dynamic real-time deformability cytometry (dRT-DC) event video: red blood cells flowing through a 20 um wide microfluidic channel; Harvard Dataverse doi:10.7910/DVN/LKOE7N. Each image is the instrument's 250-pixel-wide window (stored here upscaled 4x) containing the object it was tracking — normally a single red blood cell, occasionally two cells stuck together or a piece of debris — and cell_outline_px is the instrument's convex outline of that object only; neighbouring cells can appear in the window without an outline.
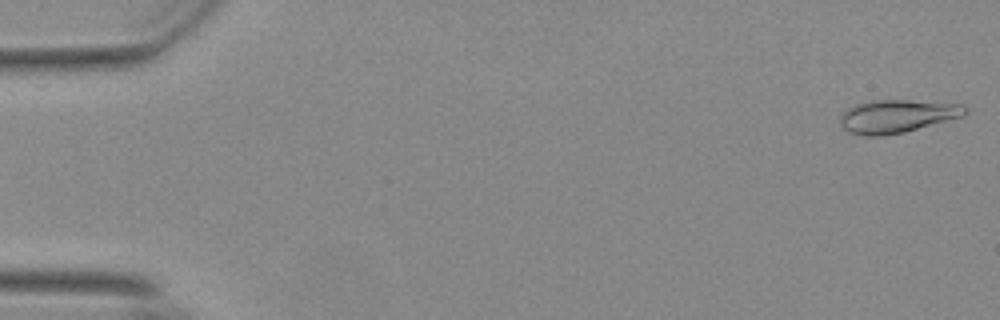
{"species": "Egyptian fruit bat (a non-hibernating species)", "species_latin": "Rousettus aegyptiacus", "temperature_condition": "warm", "stored_images_in_passage": 55, "camera_frame_rate_fps": 3000, "um_per_image_px": 0.085, "animal": {"sex": "female"}, "frame": {"image": 1, "passage_image": 1, "time_ms": 0.0, "image_size_px": [1000, 320], "cell_outline_px": [[968, 112], [964, 116], [904, 132], [884, 136], [864, 136], [848, 132], [840, 124], [840, 116], [848, 108], [856, 104], [872, 100], [908, 100], [964, 104], [968, 108]], "centroid_in_image_um": [76.27, 9.88], "position_along_channel_um": 8.7, "area_um2": 24.22}}
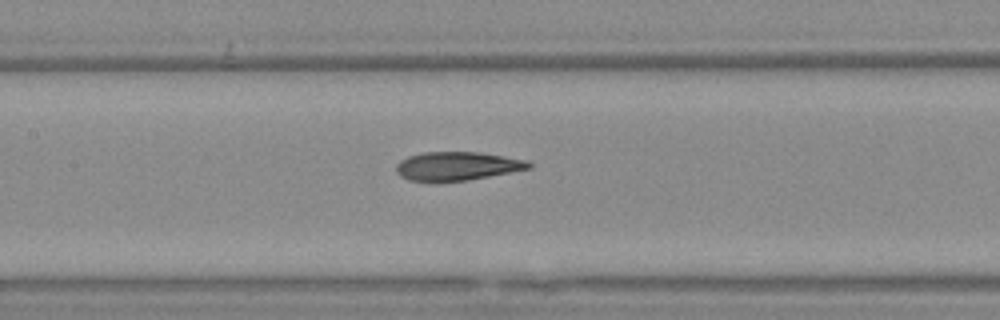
{"frame": {"image": 2, "passage_image": 26, "time_ms": 8.333, "image_size_px": [1000, 320], "cell_outline_px": [[532, 168], [468, 180], [408, 180], [400, 176], [396, 172], [396, 164], [400, 160], [408, 156], [424, 152], [480, 152], [528, 160], [532, 164]], "centroid_in_image_um": [38.88, 14.1], "position_along_channel_um": 168.5, "area_um2": 21.91}}
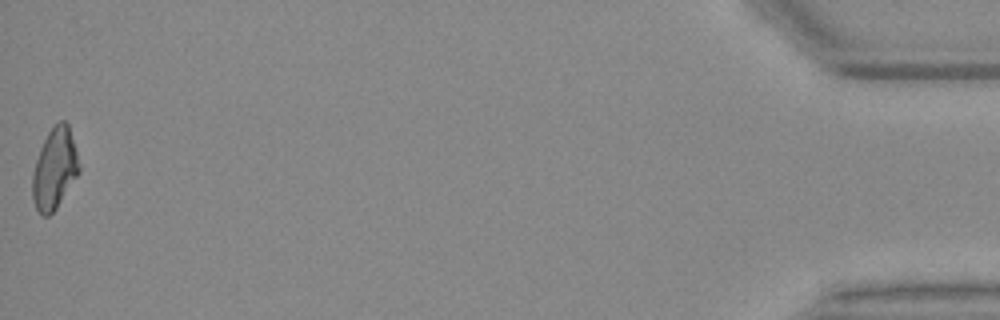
{"frame": {"image": 3, "passage_image": 55, "time_ms": 18.0, "image_size_px": [1000, 320], "cell_outline_px": [[80, 172], [56, 208], [48, 216], [40, 216], [36, 208], [32, 196], [32, 172], [40, 148], [48, 132], [60, 120], [64, 120], [68, 124], [76, 152], [80, 168]], "centroid_in_image_um": [4.62, 14.37], "position_along_channel_um": 430.6, "area_um2": 21.79}, "authors_computed_cell_mechanics": {"area_um2": 22.6576, "velocity_mm_per_s": 3.7024, "shape_relaxation_time_tau1_ms": null, "shape_relaxation_time_tau2_ms": 3.9228, "deformation_change_tau1": null, "deformation_change_tau2": 0.1151}}